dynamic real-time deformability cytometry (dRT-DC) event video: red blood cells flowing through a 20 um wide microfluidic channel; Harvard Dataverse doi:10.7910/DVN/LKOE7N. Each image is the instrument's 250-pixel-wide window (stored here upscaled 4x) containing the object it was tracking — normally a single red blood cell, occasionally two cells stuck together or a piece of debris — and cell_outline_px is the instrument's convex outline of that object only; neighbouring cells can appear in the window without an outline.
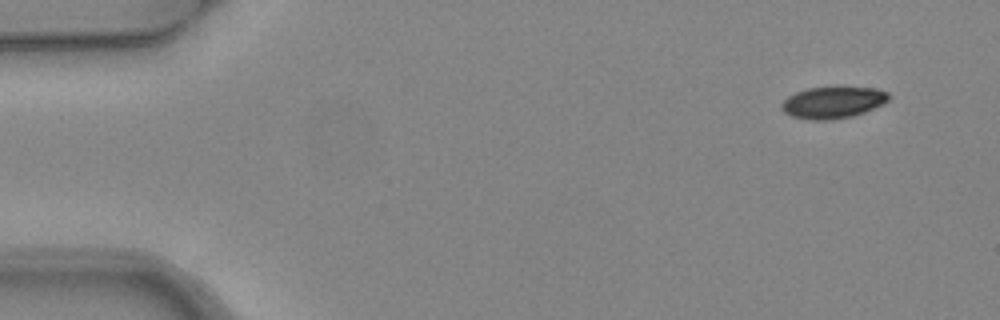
{"species": "common noctule bat (a hibernating species)", "species_latin": "Nyctalus noctula", "temperature_condition": "warm", "stored_images_in_passage": 4, "camera_frame_rate_fps": 3000, "um_per_image_px": 0.085, "animal": {"sex": "female", "body_mass_g": 24.6, "forearm_length_mm": 56.2}, "frame": {"image": 1, "passage_image": 1, "time_ms": 0.0, "image_size_px": [1000, 320], "cell_outline_px": [[892, 96], [884, 104], [864, 112], [852, 116], [832, 120], [808, 120], [792, 116], [784, 112], [780, 108], [780, 104], [788, 96], [796, 92], [808, 88], [836, 84], [872, 88], [888, 92]], "centroid_in_image_um": [70.81, 8.67], "position_along_channel_um": 14.2, "area_um2": 20.63}}